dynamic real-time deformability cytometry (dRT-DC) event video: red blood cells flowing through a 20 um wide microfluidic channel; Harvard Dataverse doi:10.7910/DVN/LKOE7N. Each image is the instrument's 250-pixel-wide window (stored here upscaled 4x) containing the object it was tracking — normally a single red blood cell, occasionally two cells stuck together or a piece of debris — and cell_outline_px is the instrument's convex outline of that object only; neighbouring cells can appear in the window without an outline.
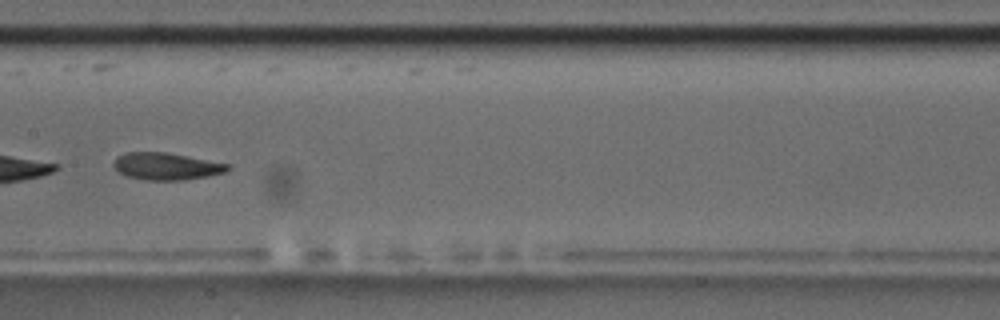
{"species": "common noctule bat (a hibernating species)", "species_latin": "Nyctalus noctula", "temperature_condition": "room temperature", "stored_images_in_passage": 36, "camera_frame_rate_fps": 3000, "um_per_image_px": 0.085, "animal": {"sex": "male", "body_mass_g": 17.5, "forearm_length_mm": 52.3}, "frame": {"image": 1, "passage_image": 26, "time_ms": 8.333, "image_size_px": [1000, 320], "cell_outline_px": [[232, 168], [224, 172], [208, 176], [184, 180], [148, 180], [128, 176], [120, 172], [112, 164], [116, 156], [124, 152], [164, 152], [228, 164]], "centroid_in_image_um": [14.11, 14.13], "position_along_channel_um": 193.3, "area_um2": 17.8}}